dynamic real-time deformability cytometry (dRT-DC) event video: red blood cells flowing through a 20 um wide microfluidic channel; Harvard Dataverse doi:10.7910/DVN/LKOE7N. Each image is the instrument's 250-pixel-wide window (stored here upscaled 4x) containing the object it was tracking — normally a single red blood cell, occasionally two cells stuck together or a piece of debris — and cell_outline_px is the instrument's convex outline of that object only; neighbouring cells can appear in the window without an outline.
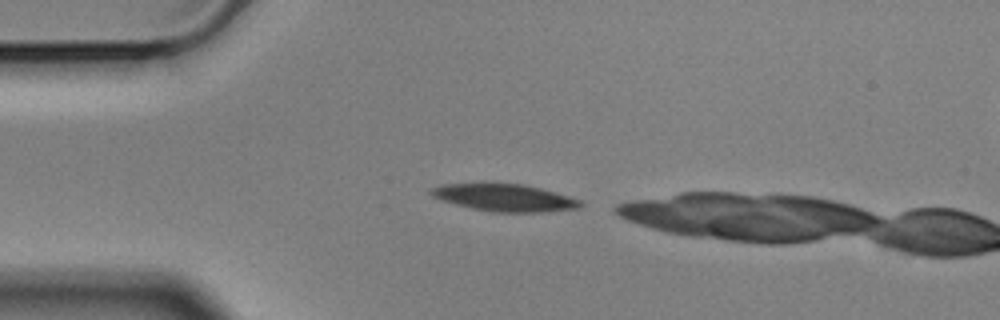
{"species": "Egyptian fruit bat (a non-hibernating species)", "species_latin": "Rousettus aegyptiacus", "temperature_condition": "cold", "stored_images_in_passage": 3, "camera_frame_rate_fps": 3000, "um_per_image_px": 0.085, "animal": {"sex": "male"}, "frame": {"image": 1, "passage_image": 1, "time_ms": 0.0, "image_size_px": [1000, 320], "cell_outline_px": [[584, 204], [580, 208], [540, 212], [492, 212], [472, 208], [440, 200], [432, 196], [428, 192], [432, 188], [440, 184], [524, 184], [540, 188], [568, 196], [580, 200]], "centroid_in_image_um": [42.88, 16.81], "position_along_channel_um": 42.1, "area_um2": 23.47}}